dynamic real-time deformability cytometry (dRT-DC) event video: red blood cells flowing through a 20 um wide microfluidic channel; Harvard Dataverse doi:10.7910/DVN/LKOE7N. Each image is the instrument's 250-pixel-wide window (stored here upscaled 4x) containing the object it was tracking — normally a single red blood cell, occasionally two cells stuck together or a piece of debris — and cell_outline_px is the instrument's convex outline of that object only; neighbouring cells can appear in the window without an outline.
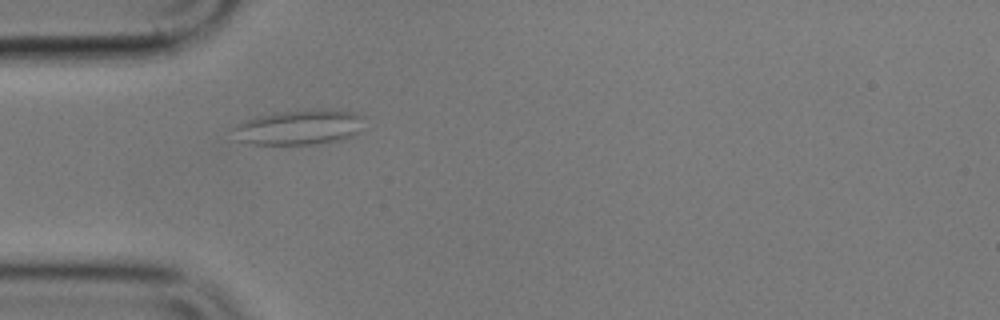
{"species": "common noctule bat (a hibernating species)", "species_latin": "Nyctalus noctula", "temperature_condition": "cold", "stored_images_in_passage": 43, "camera_frame_rate_fps": 3000, "um_per_image_px": 0.085, "animal": {"sex": "male", "body_mass_g": 17.9}, "frame": {"image": 1, "passage_image": 1, "time_ms": 0.0, "image_size_px": [1000, 320], "cell_outline_px": [[368, 116], [356, 132], [344, 140], [312, 144], [252, 144], [236, 140], [228, 128], [244, 120], [276, 112], [320, 108], [324, 108], [356, 112]], "centroid_in_image_um": [25.41, 10.8], "position_along_channel_um": 59.6, "area_um2": 27.4}}
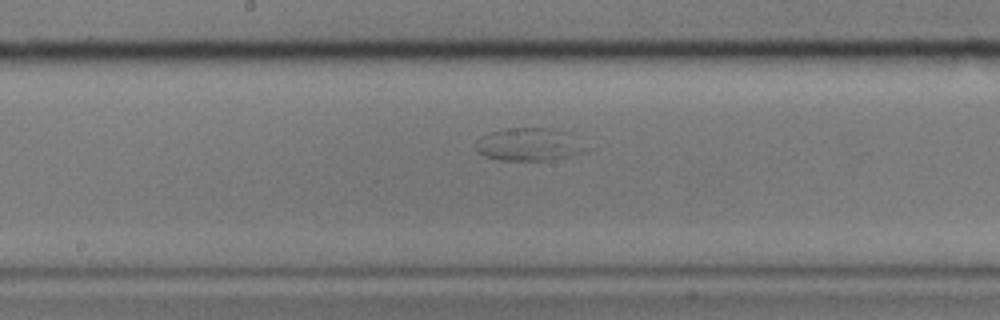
{"frame": {"image": 2, "passage_image": 14, "time_ms": 4.333, "image_size_px": [1000, 320], "cell_outline_px": [[592, 148], [568, 156], [544, 160], [496, 160], [484, 156], [476, 152], [476, 140], [480, 136], [492, 132], [508, 128], [552, 128], [564, 132]], "centroid_in_image_um": [44.91, 12.28], "position_along_channel_um": 203.3, "area_um2": 20.92}}
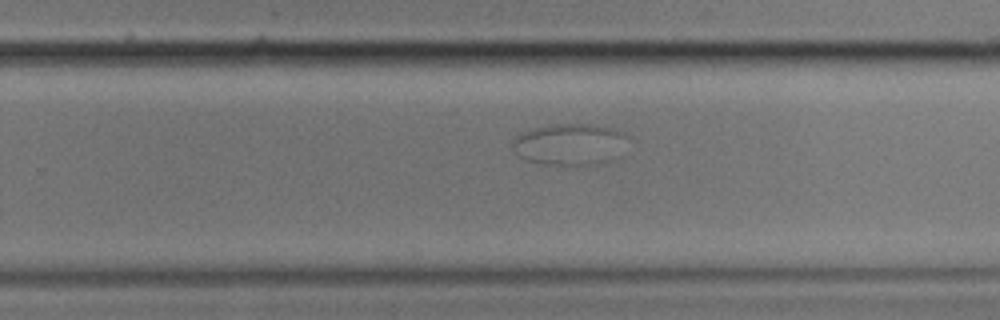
{"frame": {"image": 3, "passage_image": 21, "time_ms": 6.667, "image_size_px": [1000, 320], "cell_outline_px": [[628, 136], [620, 156], [616, 160], [604, 164], [572, 168], [540, 164], [524, 160], [512, 152], [508, 144], [516, 136], [532, 128], [548, 124], [596, 124], [612, 128], [624, 132]], "centroid_in_image_um": [48.42, 12.32], "position_along_channel_um": 281.4, "area_um2": 29.71}}